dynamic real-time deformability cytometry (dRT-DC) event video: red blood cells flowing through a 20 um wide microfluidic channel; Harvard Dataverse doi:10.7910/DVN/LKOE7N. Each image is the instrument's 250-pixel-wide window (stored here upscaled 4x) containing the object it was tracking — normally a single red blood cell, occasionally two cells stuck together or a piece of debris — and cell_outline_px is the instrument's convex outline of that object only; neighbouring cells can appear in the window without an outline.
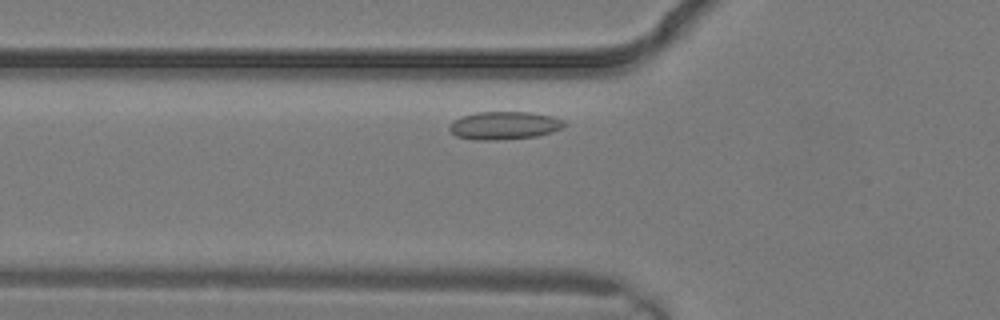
{"species": "common noctule bat (a hibernating species)", "species_latin": "Nyctalus noctula", "temperature_condition": "warm", "stored_images_in_passage": 2, "camera_frame_rate_fps": 3000, "um_per_image_px": 0.085, "animal": {"sex": "male", "body_mass_g": 19.2, "forearm_length_mm": 51.8}, "frame": {"image": 1, "passage_image": 2, "time_ms": 0.333, "image_size_px": [1000, 320], "cell_outline_px": [[568, 124], [552, 132], [536, 136], [496, 140], [472, 140], [456, 136], [448, 128], [460, 116], [476, 112], [532, 112], [552, 116], [564, 120]], "centroid_in_image_um": [42.88, 10.66], "position_along_channel_um": 82.9, "area_um2": 18.73}}